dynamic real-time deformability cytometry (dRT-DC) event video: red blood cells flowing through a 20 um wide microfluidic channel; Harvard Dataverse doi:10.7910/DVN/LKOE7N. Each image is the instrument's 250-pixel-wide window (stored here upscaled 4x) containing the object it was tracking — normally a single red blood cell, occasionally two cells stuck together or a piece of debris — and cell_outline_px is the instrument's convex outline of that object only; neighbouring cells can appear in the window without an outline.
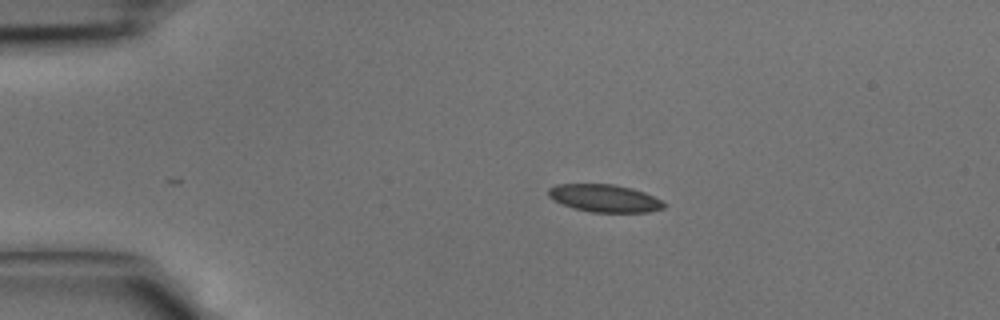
{"species": "common noctule bat (a hibernating species)", "species_latin": "Nyctalus noctula", "temperature_condition": "cold", "stored_images_in_passage": 34, "camera_frame_rate_fps": 3000, "um_per_image_px": 0.085, "animal": {"sex": "male", "body_mass_g": 15.6}, "frame": {"image": 1, "passage_image": 1, "time_ms": 0.0, "image_size_px": [1000, 320], "cell_outline_px": [[664, 208], [648, 212], [592, 212], [576, 208], [564, 204], [548, 196], [548, 188], [556, 184], [616, 184], [632, 188], [644, 192], [660, 200], [664, 204]], "centroid_in_image_um": [51.39, 16.84], "position_along_channel_um": 33.6, "area_um2": 18.32}}
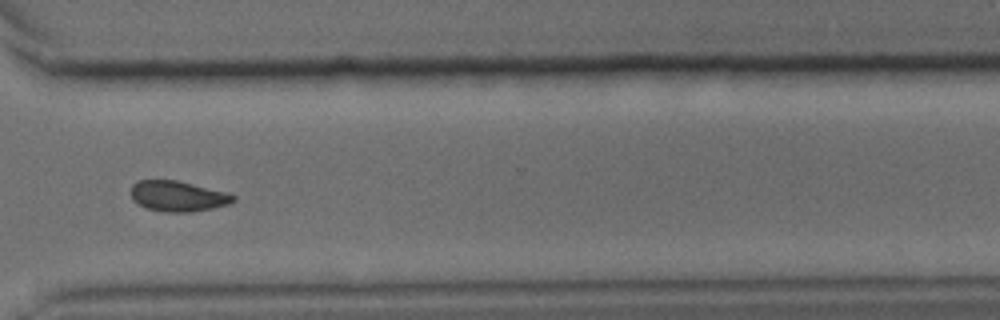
{"frame": {"image": 2, "passage_image": 24, "time_ms": 7.667, "image_size_px": [1000, 320], "cell_outline_px": [[236, 200], [228, 204], [212, 208], [192, 212], [164, 212], [144, 208], [132, 200], [132, 184], [136, 180], [176, 180], [224, 192], [236, 196]], "centroid_in_image_um": [15.08, 16.68], "position_along_channel_um": 355.5, "area_um2": 18.15}}
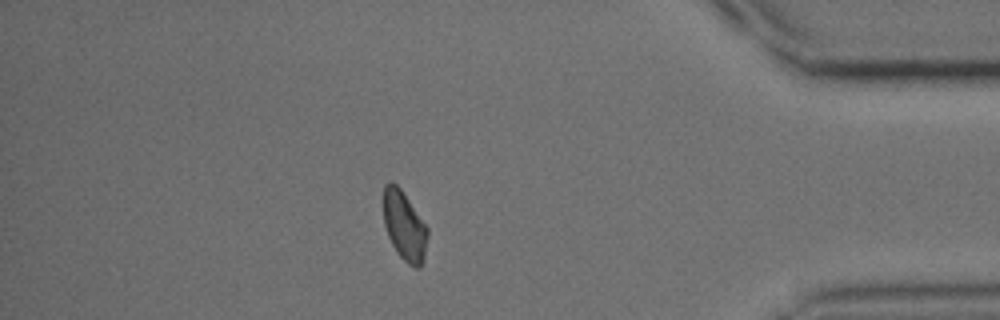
{"frame": {"image": 3, "passage_image": 29, "time_ms": 9.333, "image_size_px": [1000, 320], "cell_outline_px": [[428, 236], [424, 256], [420, 268], [416, 268], [408, 264], [396, 252], [388, 236], [384, 224], [380, 200], [384, 184], [396, 184], [400, 188], [428, 228]], "centroid_in_image_um": [34.32, 19.18], "position_along_channel_um": 400.9, "area_um2": 18.09}}